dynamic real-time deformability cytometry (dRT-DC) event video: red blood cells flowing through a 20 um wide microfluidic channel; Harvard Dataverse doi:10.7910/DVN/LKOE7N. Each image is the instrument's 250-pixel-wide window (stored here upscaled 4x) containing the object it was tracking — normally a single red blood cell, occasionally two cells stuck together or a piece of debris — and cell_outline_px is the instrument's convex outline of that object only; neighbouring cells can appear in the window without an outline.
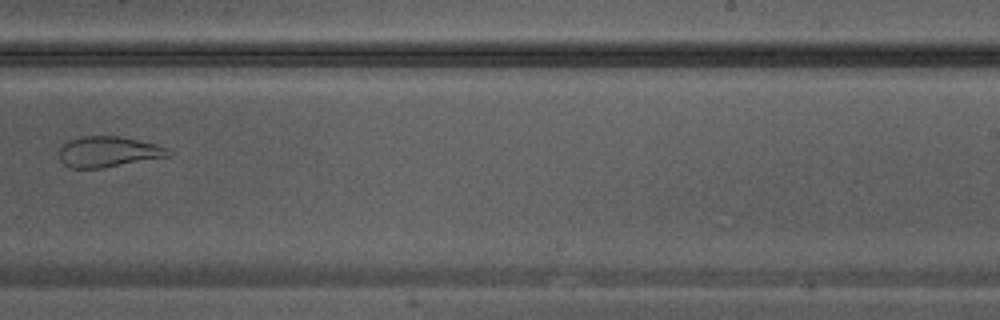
{"species": "Egyptian fruit bat (a non-hibernating species)", "species_latin": "Rousettus aegyptiacus", "temperature_condition": "warm", "stored_images_in_passage": 25, "camera_frame_rate_fps": 3000, "um_per_image_px": 0.085, "animal": {"sex": "male"}, "frame": {"image": 1, "passage_image": 15, "time_ms": 4.667, "image_size_px": [1000, 320], "cell_outline_px": [[172, 156], [100, 168], [72, 168], [64, 164], [60, 160], [60, 148], [68, 140], [80, 136], [116, 136], [156, 144], [168, 148], [172, 152]], "centroid_in_image_um": [9.22, 12.9], "position_along_channel_um": 279.8, "area_um2": 19.42}}